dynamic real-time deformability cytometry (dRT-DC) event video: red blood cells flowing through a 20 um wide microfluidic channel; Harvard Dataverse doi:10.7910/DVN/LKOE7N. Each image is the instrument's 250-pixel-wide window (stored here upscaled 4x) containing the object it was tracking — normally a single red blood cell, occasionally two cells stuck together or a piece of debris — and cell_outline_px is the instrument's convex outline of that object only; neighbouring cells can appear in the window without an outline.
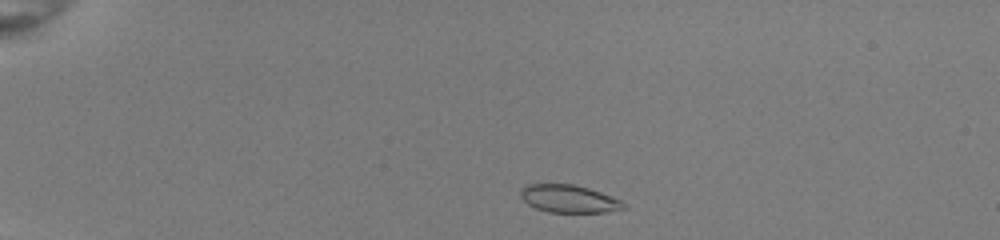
{"species": "common noctule bat (a hibernating species)", "species_latin": "Nyctalus noctula", "temperature_condition": "room temperature", "stored_images_in_passage": 42, "camera_frame_rate_fps": 3000, "um_per_image_px": 0.085, "animal": {"sex": "female", "body_mass_g": 22.0, "forearm_length_mm": 56.7}, "frame": {"image": 1, "passage_image": 2, "time_ms": 0.333, "image_size_px": [1000, 240], "cell_outline_px": [[628, 208], [608, 212], [548, 212], [536, 208], [528, 204], [520, 196], [520, 188], [524, 184], [572, 184], [588, 188], [600, 192], [620, 200]], "centroid_in_image_um": [48.33, 16.89], "position_along_channel_um": 36.7, "area_um2": 16.65}}
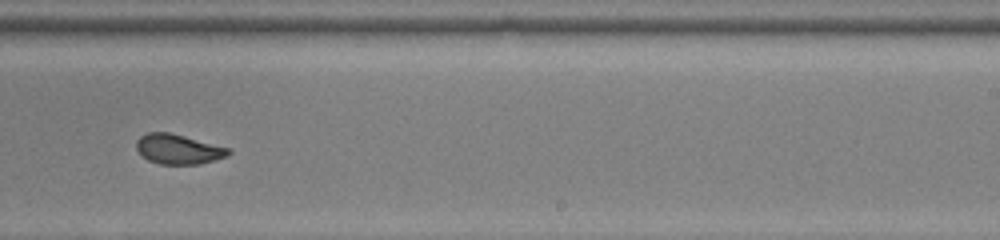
{"frame": {"image": 2, "passage_image": 25, "time_ms": 8.0, "image_size_px": [1000, 240], "cell_outline_px": [[232, 152], [228, 156], [200, 164], [160, 164], [148, 160], [136, 148], [136, 140], [140, 136], [148, 132], [168, 132], [184, 136], [228, 148]], "centroid_in_image_um": [15.14, 12.68], "position_along_channel_um": 273.9, "area_um2": 15.84}}
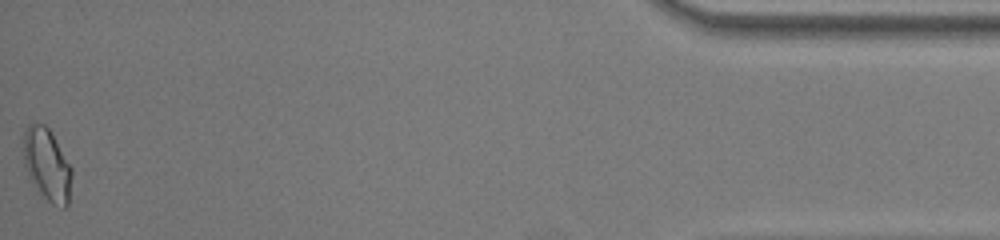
{"frame": {"image": 3, "passage_image": 42, "time_ms": 13.667, "image_size_px": [1000, 240], "cell_outline_px": [[72, 176], [68, 204], [64, 208], [52, 204], [40, 196], [28, 176], [24, 164], [24, 132], [28, 124], [44, 124], [48, 128], [72, 168]], "centroid_in_image_um": [3.99, 14.05], "position_along_channel_um": 431.2, "area_um2": 20.35}, "authors_computed_cell_mechanics": {"area_um2": 16.5886, "velocity_mm_per_s": 4.0161, "shape_relaxation_time_tau1_ms": 8.9194, "shape_relaxation_time_tau2_ms": 0.8093, "deformation_change_tau1": 0.219, "deformation_change_tau2": 0.0452}}